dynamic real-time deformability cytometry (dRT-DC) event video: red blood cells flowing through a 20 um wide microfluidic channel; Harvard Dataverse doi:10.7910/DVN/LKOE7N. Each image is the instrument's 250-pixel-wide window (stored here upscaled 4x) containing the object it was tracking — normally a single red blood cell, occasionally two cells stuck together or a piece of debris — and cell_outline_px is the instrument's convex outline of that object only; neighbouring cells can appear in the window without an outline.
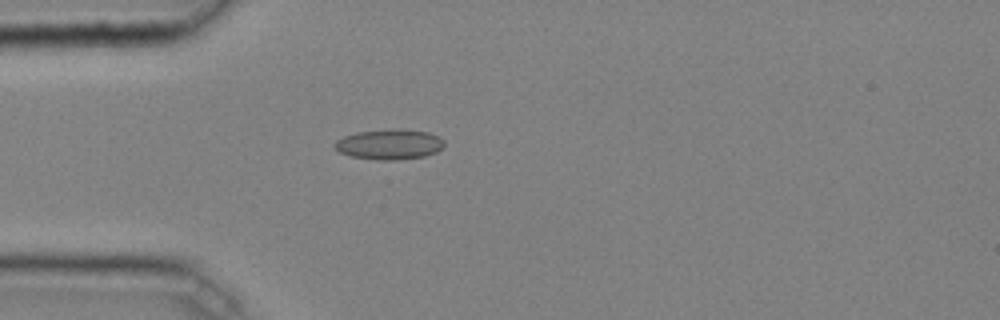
{"species": "common noctule bat (a hibernating species)", "species_latin": "Nyctalus noctula", "temperature_condition": "cold", "stored_images_in_passage": 36, "camera_frame_rate_fps": 3000, "um_per_image_px": 0.085, "animal": {"sex": "male", "body_mass_g": 20.4}, "frame": {"image": 1, "passage_image": 5, "time_ms": 1.333, "image_size_px": [1000, 320], "cell_outline_px": [[444, 148], [436, 152], [424, 156], [396, 160], [376, 160], [352, 156], [340, 152], [332, 148], [332, 144], [336, 140], [344, 136], [356, 132], [392, 128], [400, 128], [428, 132], [440, 136], [444, 140]], "centroid_in_image_um": [33.1, 12.25], "position_along_channel_um": 51.9, "area_um2": 19.71}}
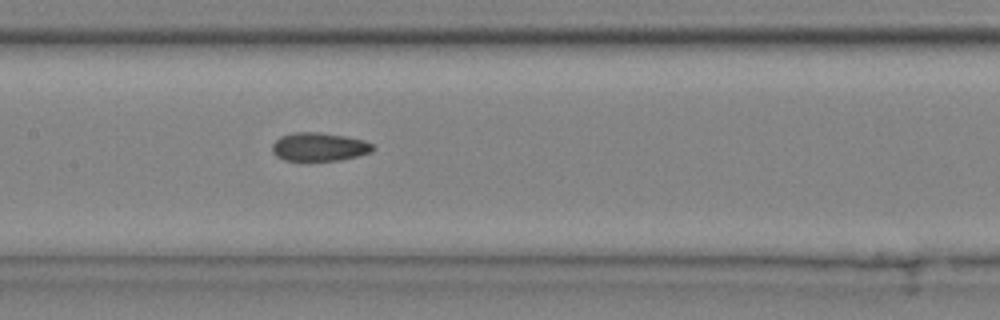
{"frame": {"image": 2, "passage_image": 15, "time_ms": 4.667, "image_size_px": [1000, 320], "cell_outline_px": [[376, 148], [372, 152], [340, 160], [308, 164], [284, 160], [276, 156], [272, 152], [272, 144], [280, 136], [296, 132], [320, 132], [344, 136], [364, 140], [372, 144]], "centroid_in_image_um": [27.09, 12.53], "position_along_channel_um": 180.3, "area_um2": 17.46}}
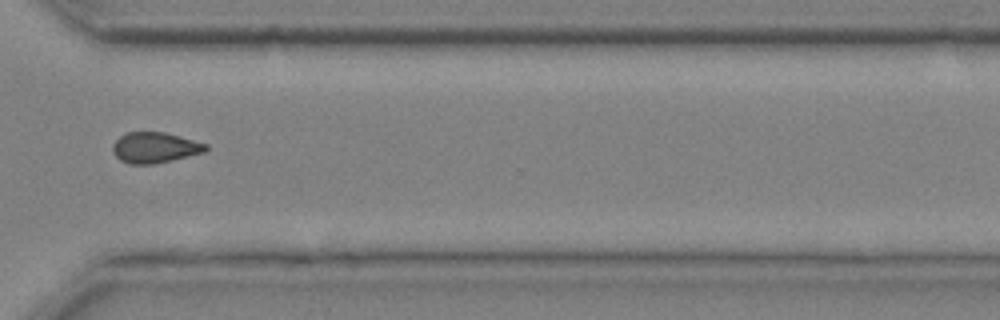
{"frame": {"image": 3, "passage_image": 28, "time_ms": 9.0, "image_size_px": [1000, 320], "cell_outline_px": [[208, 148], [204, 152], [172, 160], [152, 164], [128, 164], [120, 160], [112, 152], [112, 144], [120, 136], [128, 132], [164, 132], [208, 144]], "centroid_in_image_um": [13.14, 12.55], "position_along_channel_um": 357.5, "area_um2": 16.59}, "authors_computed_cell_mechanics": {"area_um2": 16.8776, "velocity_mm_per_s": 4.0749, "shape_relaxation_time_tau1_ms": 6.1196, "shape_relaxation_time_tau2_ms": 2.5033, "deformation_change_tau1": 0.1387, "deformation_change_tau2": 0.0794}}